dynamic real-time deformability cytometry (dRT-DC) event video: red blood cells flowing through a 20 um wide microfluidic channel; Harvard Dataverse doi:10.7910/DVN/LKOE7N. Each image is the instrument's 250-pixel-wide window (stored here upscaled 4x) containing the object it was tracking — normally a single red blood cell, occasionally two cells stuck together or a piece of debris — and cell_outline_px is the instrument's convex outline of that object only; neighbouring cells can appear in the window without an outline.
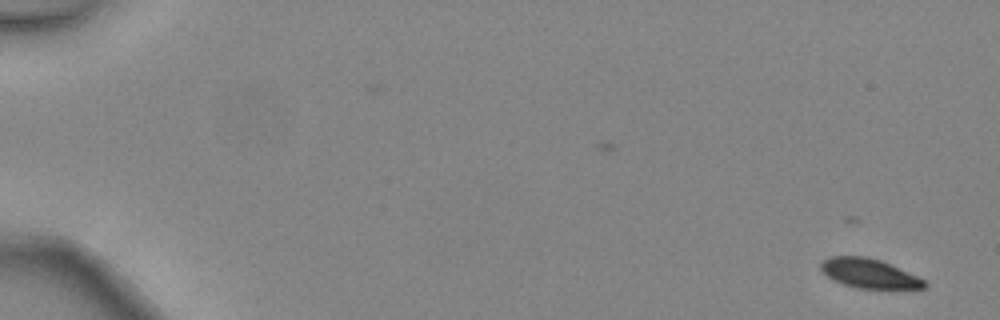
{"species": "common noctule bat (a hibernating species)", "species_latin": "Nyctalus noctula", "temperature_condition": "warm", "stored_images_in_passage": 6, "camera_frame_rate_fps": 3000, "um_per_image_px": 0.085, "animal": {"sex": "female", "body_mass_g": 24.6, "forearm_length_mm": 56.2}, "frame": {"image": 1, "passage_image": 2, "time_ms": 0.333, "image_size_px": [1000, 320], "cell_outline_px": [[928, 284], [924, 288], [856, 288], [832, 280], [820, 268], [820, 264], [828, 256], [864, 256], [880, 260], [916, 276], [924, 280]], "centroid_in_image_um": [73.83, 23.23], "position_along_channel_um": 11.2, "area_um2": 17.4}}
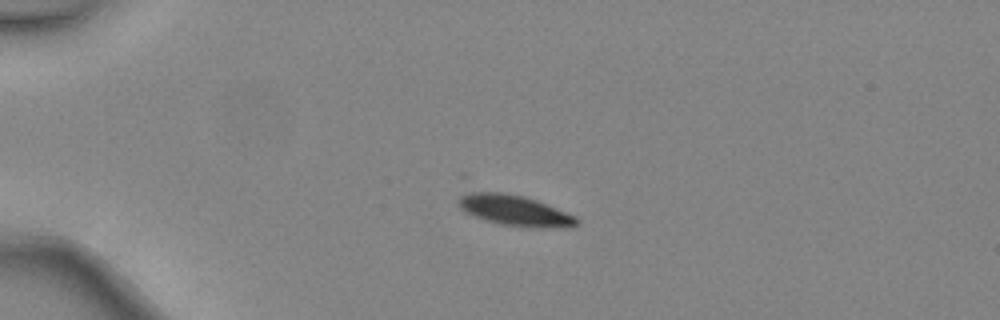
{"frame": {"image": 2, "passage_image": 5, "time_ms": 1.333, "image_size_px": [1000, 320], "cell_outline_px": [[580, 220], [572, 228], [564, 228], [500, 224], [476, 216], [460, 208], [460, 196], [468, 188], [472, 188], [504, 192], [524, 196], [536, 200], [576, 216]], "centroid_in_image_um": [43.71, 17.82], "position_along_channel_um": 41.3, "area_um2": 21.21}}